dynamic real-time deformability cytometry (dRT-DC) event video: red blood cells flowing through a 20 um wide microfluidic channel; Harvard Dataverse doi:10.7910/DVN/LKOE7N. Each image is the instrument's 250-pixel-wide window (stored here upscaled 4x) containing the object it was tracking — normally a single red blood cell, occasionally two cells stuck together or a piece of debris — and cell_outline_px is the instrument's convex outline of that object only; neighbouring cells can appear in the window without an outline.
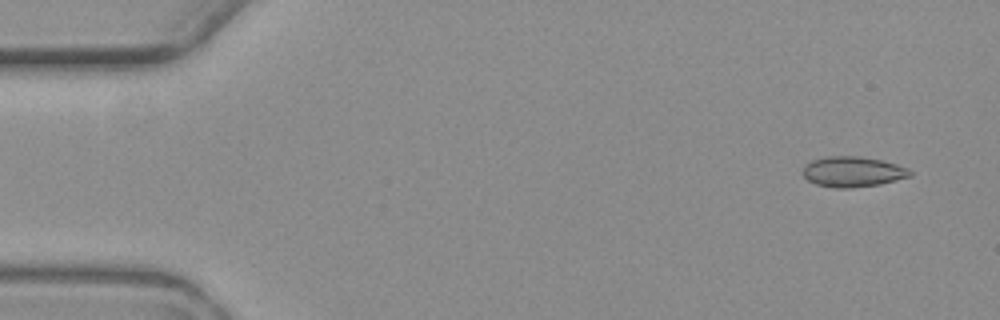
{"species": "common noctule bat (a hibernating species)", "species_latin": "Nyctalus noctula", "temperature_condition": "warm", "stored_images_in_passage": 5, "camera_frame_rate_fps": 3000, "um_per_image_px": 0.085, "animal": {"sex": "female", "body_mass_g": 19.3, "forearm_length_mm": 54.1}, "frame": {"image": 1, "passage_image": 2, "time_ms": 1.0, "image_size_px": [1000, 320], "cell_outline_px": [[912, 176], [880, 184], [852, 188], [832, 188], [816, 184], [808, 180], [804, 176], [804, 164], [812, 160], [828, 156], [860, 156], [880, 160], [896, 164], [908, 168], [912, 172]], "centroid_in_image_um": [72.49, 14.6], "position_along_channel_um": 12.5, "area_um2": 19.02}}
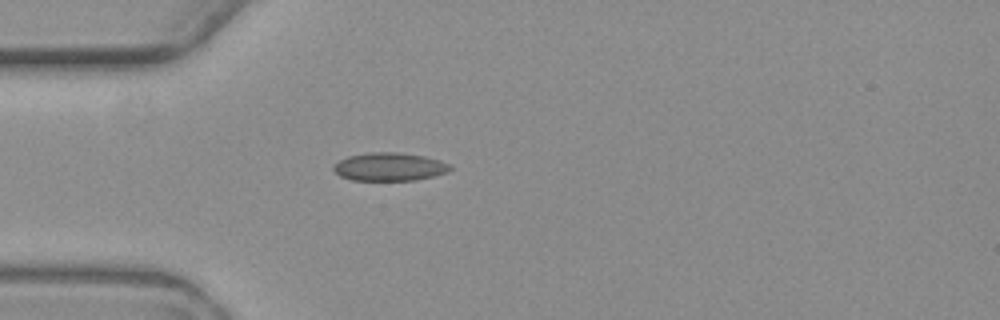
{"frame": {"image": 2, "passage_image": 5, "time_ms": 5.333, "image_size_px": [1000, 320], "cell_outline_px": [[452, 168], [444, 172], [432, 176], [416, 180], [352, 180], [340, 176], [332, 168], [340, 160], [348, 156], [368, 152], [396, 152], [424, 156], [440, 160], [452, 164]], "centroid_in_image_um": [33.1, 14.17], "position_along_channel_um": 51.9, "area_um2": 19.02}}